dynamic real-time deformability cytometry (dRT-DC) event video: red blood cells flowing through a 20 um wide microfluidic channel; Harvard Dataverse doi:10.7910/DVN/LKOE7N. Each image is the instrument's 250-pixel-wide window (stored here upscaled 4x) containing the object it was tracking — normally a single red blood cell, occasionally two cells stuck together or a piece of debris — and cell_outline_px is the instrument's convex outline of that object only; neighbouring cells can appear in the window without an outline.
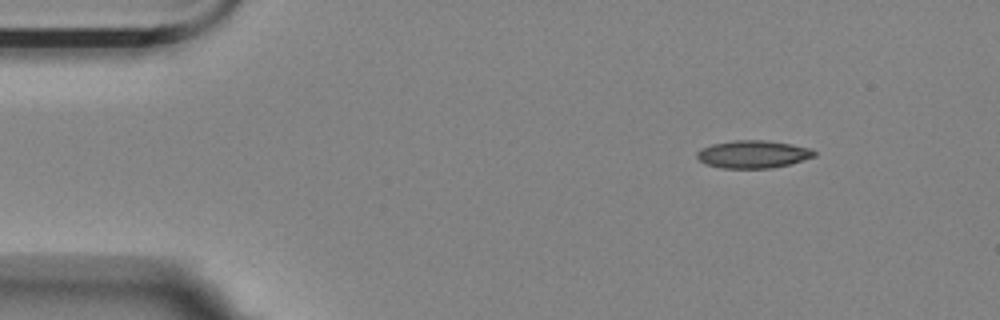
{"species": "Egyptian fruit bat (a non-hibernating species)", "species_latin": "Rousettus aegyptiacus", "temperature_condition": "room temperature", "stored_images_in_passage": 4, "camera_frame_rate_fps": 3000, "um_per_image_px": 0.085, "animal": {"sex": "female"}, "frame": {"image": 1, "passage_image": 1, "time_ms": 0.0, "image_size_px": [1000, 320], "cell_outline_px": [[816, 156], [788, 164], [772, 168], [720, 168], [708, 164], [700, 160], [696, 156], [696, 152], [700, 148], [712, 144], [736, 140], [764, 140], [792, 144], [812, 148], [816, 152]], "centroid_in_image_um": [64.01, 13.1], "position_along_channel_um": 21.0, "area_um2": 18.9}}
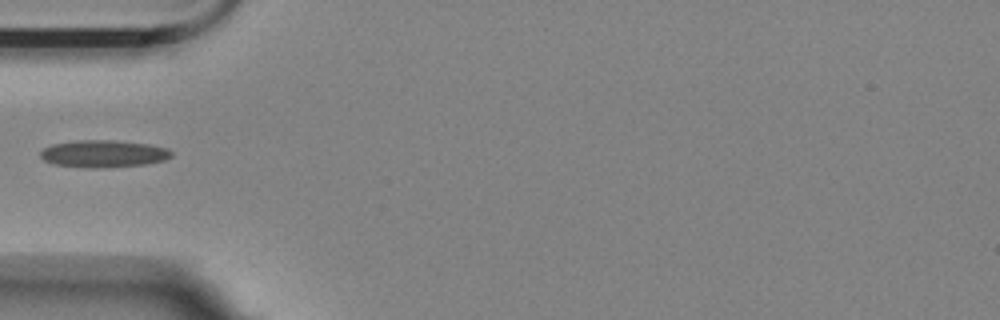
{"frame": {"image": 2, "passage_image": 4, "time_ms": 1.0, "image_size_px": [1000, 320], "cell_outline_px": [[172, 156], [164, 160], [144, 164], [96, 168], [88, 168], [52, 164], [44, 160], [40, 156], [40, 152], [44, 148], [52, 144], [76, 140], [116, 140], [148, 144], [168, 148], [172, 152]], "centroid_in_image_um": [8.78, 13.06], "position_along_channel_um": 76.2, "area_um2": 20.81}}